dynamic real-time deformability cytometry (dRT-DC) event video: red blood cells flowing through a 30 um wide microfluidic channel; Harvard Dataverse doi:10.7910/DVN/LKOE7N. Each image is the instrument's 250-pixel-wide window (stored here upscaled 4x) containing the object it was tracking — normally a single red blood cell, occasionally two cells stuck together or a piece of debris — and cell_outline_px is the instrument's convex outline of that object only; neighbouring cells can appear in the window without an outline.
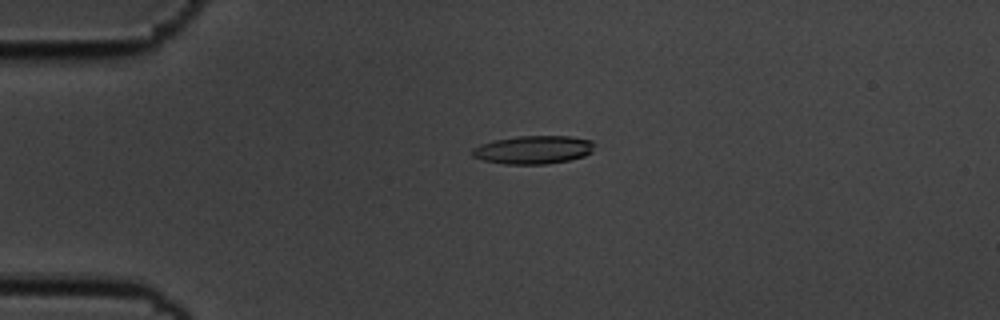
{"species": "common noctule bat (a hibernating species)", "species_latin": "Nyctalus noctula", "temperature_condition": "cold", "stored_images_in_passage": 55, "camera_frame_rate_fps": 3000, "um_per_image_px": 0.085, "animal": {"sex": "male", "body_mass_g": 19.5, "forearm_length_mm": 54.6}, "frame": {"image": 1, "passage_image": 13, "time_ms": 4.0, "image_size_px": [1000, 320], "cell_outline_px": [[596, 144], [592, 152], [584, 156], [568, 160], [544, 164], [504, 164], [484, 160], [472, 156], [472, 148], [480, 144], [496, 140], [516, 136], [568, 136], [592, 140]], "centroid_in_image_um": [45.35, 12.72], "position_along_channel_um": 39.6, "area_um2": 20.11}}
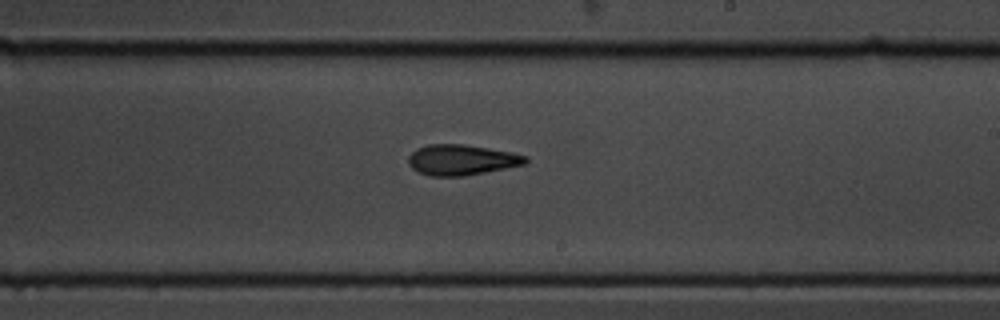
{"frame": {"image": 2, "passage_image": 33, "time_ms": 10.667, "image_size_px": [1000, 320], "cell_outline_px": [[528, 160], [524, 164], [464, 176], [432, 176], [420, 172], [412, 168], [408, 164], [408, 156], [416, 148], [428, 144], [464, 144], [512, 152], [528, 156]], "centroid_in_image_um": [39.21, 13.58], "position_along_channel_um": 249.8, "area_um2": 20.75}}
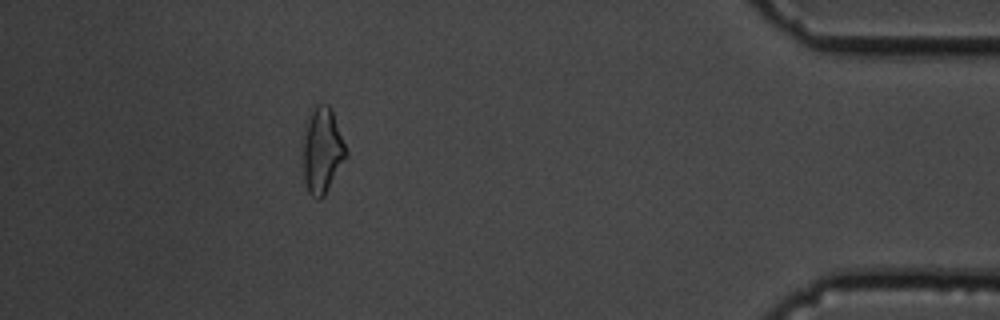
{"frame": {"image": 3, "passage_image": 50, "time_ms": 16.333, "image_size_px": [1000, 320], "cell_outline_px": [[348, 156], [324, 196], [320, 200], [316, 200], [308, 192], [304, 180], [304, 136], [308, 120], [316, 104], [328, 104], [332, 108], [348, 152]], "centroid_in_image_um": [27.43, 12.82], "position_along_channel_um": 407.8, "area_um2": 21.44}, "authors_computed_cell_mechanics": {"area_um2": 20.5768, "velocity_mm_per_s": 3.6322, "shape_relaxation_time_tau1_ms": 5.2539, "shape_relaxation_time_tau2_ms": 5.1322, "deformation_change_tau1": 0.1486, "deformation_change_tau2": 0.1578}}